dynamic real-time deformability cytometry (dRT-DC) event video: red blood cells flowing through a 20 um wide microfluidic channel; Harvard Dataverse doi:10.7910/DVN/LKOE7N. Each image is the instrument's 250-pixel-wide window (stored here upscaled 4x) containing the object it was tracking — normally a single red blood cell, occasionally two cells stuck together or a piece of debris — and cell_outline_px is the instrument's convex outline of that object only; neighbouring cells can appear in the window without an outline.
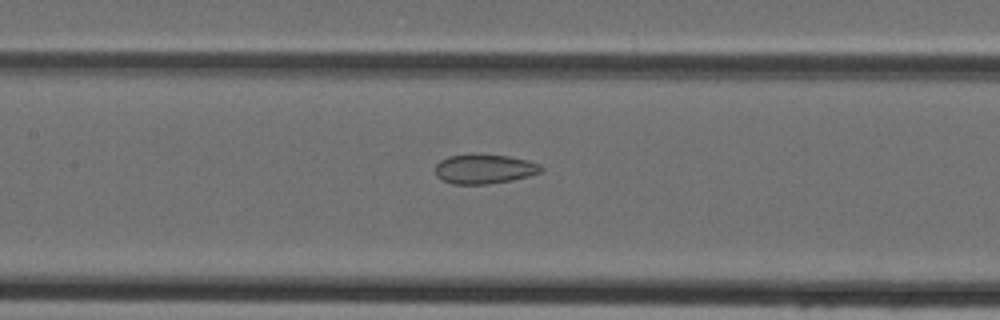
{"species": "Egyptian fruit bat (a non-hibernating species)", "species_latin": "Rousettus aegyptiacus", "temperature_condition": "cold", "stored_images_in_passage": 26, "camera_frame_rate_fps": 3000, "um_per_image_px": 0.085, "animal": {"sex": "female"}, "frame": {"image": 1, "passage_image": 22, "time_ms": 7.0, "image_size_px": [1000, 320], "cell_outline_px": [[544, 168], [540, 172], [528, 176], [512, 180], [488, 184], [452, 184], [436, 176], [436, 164], [440, 160], [448, 156], [472, 152], [480, 152], [508, 156], [528, 160], [540, 164]], "centroid_in_image_um": [41.16, 14.32], "position_along_channel_um": 166.2, "area_um2": 18.67}}